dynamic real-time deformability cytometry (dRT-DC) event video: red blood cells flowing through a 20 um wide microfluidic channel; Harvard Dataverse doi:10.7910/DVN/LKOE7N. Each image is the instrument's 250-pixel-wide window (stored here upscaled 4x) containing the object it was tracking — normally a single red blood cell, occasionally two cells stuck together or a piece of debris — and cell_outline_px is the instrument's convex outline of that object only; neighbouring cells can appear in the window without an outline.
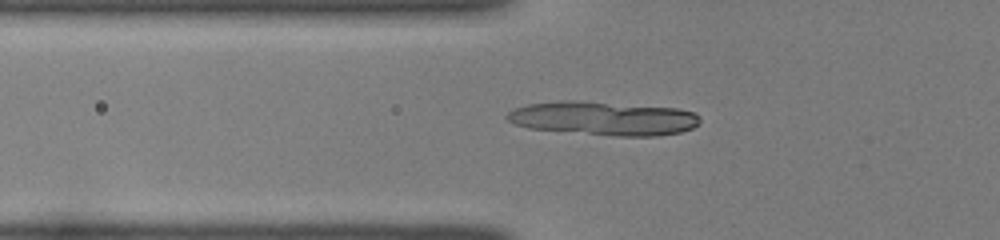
{"species": "common noctule bat (a hibernating species)", "species_latin": "Nyctalus noctula", "temperature_condition": "room temperature", "stored_images_in_passage": 39, "camera_frame_rate_fps": 3000, "um_per_image_px": 0.085, "animal": {"sex": "female", "body_mass_g": 22.0, "forearm_length_mm": 56.7}, "frame": {"image": 1, "passage_image": 7, "time_ms": 2.0, "image_size_px": [1000, 240], "cell_outline_px": [[696, 124], [688, 128], [676, 132], [596, 132], [616, 112], [632, 108], [668, 108], [692, 112], [696, 116]], "centroid_in_image_um": [55.2, 10.26], "position_along_channel_um": 70.6, "area_um2": 14.05}}